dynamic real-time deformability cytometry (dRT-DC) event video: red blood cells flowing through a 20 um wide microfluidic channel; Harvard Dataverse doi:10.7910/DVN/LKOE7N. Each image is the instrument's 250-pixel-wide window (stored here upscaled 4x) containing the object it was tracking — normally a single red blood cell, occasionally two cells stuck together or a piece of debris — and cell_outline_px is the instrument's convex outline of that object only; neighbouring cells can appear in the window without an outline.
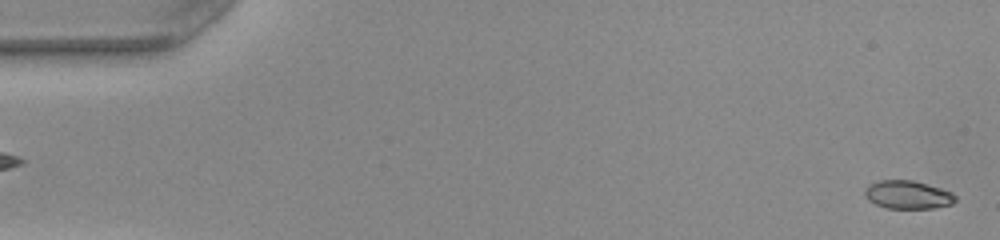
{"species": "common noctule bat (a hibernating species)", "species_latin": "Nyctalus noctula", "temperature_condition": "warm", "stored_images_in_passage": 51, "camera_frame_rate_fps": 3000, "um_per_image_px": 0.085, "animal": {"sex": "female", "body_mass_g": 22.0, "forearm_length_mm": 56.7}, "frame": {"image": 1, "passage_image": 2, "time_ms": 0.333, "image_size_px": [1000, 240], "cell_outline_px": [[956, 200], [952, 204], [932, 208], [888, 208], [876, 204], [868, 200], [864, 196], [864, 188], [868, 184], [880, 180], [912, 180], [940, 188], [952, 192], [956, 196]], "centroid_in_image_um": [77.13, 16.55], "position_along_channel_um": 7.9, "area_um2": 14.91}}
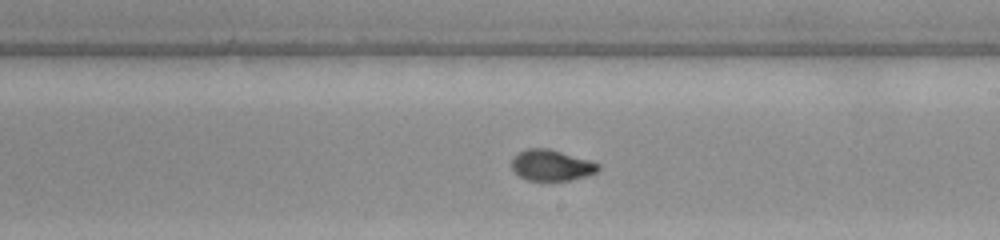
{"frame": {"image": 2, "passage_image": 30, "time_ms": 9.667, "image_size_px": [1000, 240], "cell_outline_px": [[600, 168], [596, 172], [584, 176], [568, 180], [528, 180], [520, 176], [512, 168], [512, 160], [520, 152], [528, 148], [548, 148], [588, 160], [600, 164]], "centroid_in_image_um": [46.87, 14.04], "position_along_channel_um": 242.1, "area_um2": 15.2}}
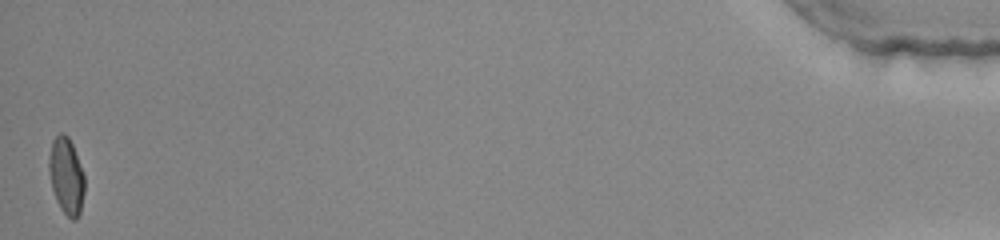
{"frame": {"image": 3, "passage_image": 51, "time_ms": 16.667, "image_size_px": [1000, 240], "cell_outline_px": [[84, 192], [80, 212], [76, 220], [72, 220], [60, 208], [56, 200], [52, 188], [48, 168], [48, 160], [52, 140], [60, 132], [64, 132], [68, 136], [72, 144], [84, 176]], "centroid_in_image_um": [5.62, 14.95], "position_along_channel_um": 429.6, "area_um2": 15.84}, "authors_computed_cell_mechanics": {"area_um2": 15.4904, "velocity_mm_per_s": 4.066, "shape_relaxation_time_tau1_ms": 6.0185, "shape_relaxation_time_tau2_ms": 0.7445, "deformation_change_tau1": 0.2417, "deformation_change_tau2": 0.0417}}